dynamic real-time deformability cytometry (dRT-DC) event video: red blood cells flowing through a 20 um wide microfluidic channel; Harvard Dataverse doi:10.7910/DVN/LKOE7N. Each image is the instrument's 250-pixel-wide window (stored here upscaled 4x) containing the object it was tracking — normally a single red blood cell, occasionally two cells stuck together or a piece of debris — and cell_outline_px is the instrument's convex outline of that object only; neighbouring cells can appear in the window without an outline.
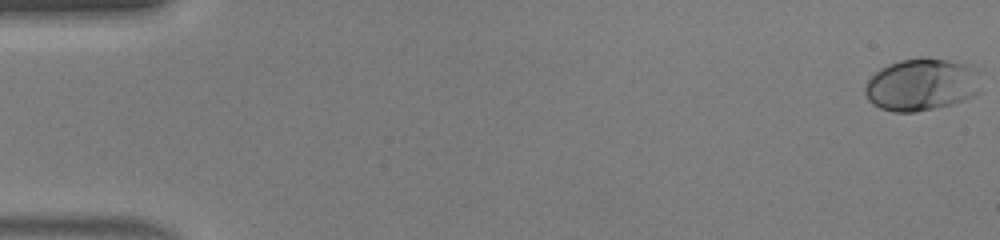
{"species": "human", "species_latin": "Homo sapiens", "temperature_condition": "warm", "stored_images_in_passage": 47, "camera_frame_rate_fps": 3000, "um_per_image_px": 0.085, "donor": {"sex": "male"}, "frame": {"image": 1, "passage_image": 1, "time_ms": 0.0, "image_size_px": [1000, 240], "cell_outline_px": [[980, 92], [964, 100], [952, 104], [916, 112], [892, 112], [880, 108], [872, 104], [868, 100], [864, 92], [864, 88], [868, 80], [880, 68], [888, 64], [900, 60], [948, 60], [964, 64], [972, 68], [976, 72]], "centroid_in_image_um": [78.27, 7.24], "position_along_channel_um": 6.7, "area_um2": 34.62}}
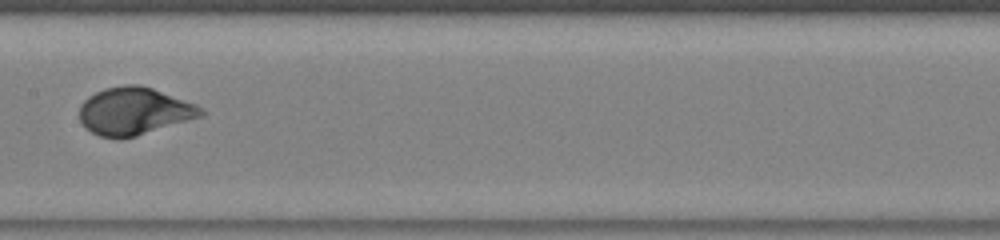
{"frame": {"image": 2, "passage_image": 25, "time_ms": 8.0, "image_size_px": [1000, 240], "cell_outline_px": [[204, 116], [136, 136], [120, 140], [100, 136], [84, 128], [80, 120], [80, 104], [88, 96], [104, 88], [124, 84], [140, 84], [152, 88], [196, 104], [204, 112]], "centroid_in_image_um": [11.38, 9.45], "position_along_channel_um": 196.0, "area_um2": 33.87}}
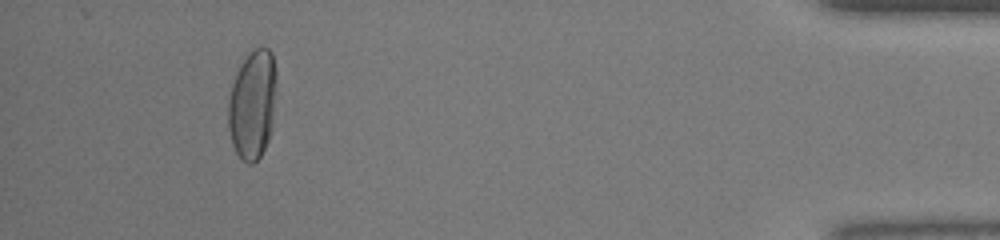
{"frame": {"image": 3, "passage_image": 44, "time_ms": 14.333, "image_size_px": [1000, 240], "cell_outline_px": [[276, 92], [272, 128], [268, 140], [260, 156], [252, 164], [248, 164], [236, 152], [232, 144], [228, 128], [228, 100], [232, 84], [236, 72], [240, 64], [248, 52], [252, 48], [268, 48], [272, 52], [276, 72]], "centroid_in_image_um": [21.46, 8.84], "position_along_channel_um": 413.7, "area_um2": 31.04}, "authors_computed_cell_mechanics": {"area_um2": 32.5992, "velocity_mm_per_s": 4.4283, "shape_relaxation_time_tau1_ms": 2.6819, "shape_relaxation_time_tau2_ms": null, "deformation_change_tau1": 0.1914, "deformation_change_tau2": null}}